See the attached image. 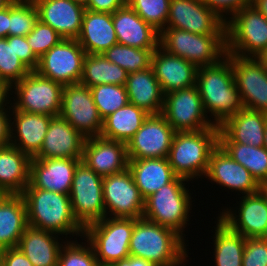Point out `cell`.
Returning <instances> with one entry per match:
<instances>
[{
    "mask_svg": "<svg viewBox=\"0 0 267 266\" xmlns=\"http://www.w3.org/2000/svg\"><path fill=\"white\" fill-rule=\"evenodd\" d=\"M10 98V99H9ZM12 97H10V92H0V109L6 104L9 103Z\"/></svg>",
    "mask_w": 267,
    "mask_h": 266,
    "instance_id": "6f0895ef",
    "label": "cell"
},
{
    "mask_svg": "<svg viewBox=\"0 0 267 266\" xmlns=\"http://www.w3.org/2000/svg\"><path fill=\"white\" fill-rule=\"evenodd\" d=\"M242 266H267V238H246Z\"/></svg>",
    "mask_w": 267,
    "mask_h": 266,
    "instance_id": "bcb514c9",
    "label": "cell"
},
{
    "mask_svg": "<svg viewBox=\"0 0 267 266\" xmlns=\"http://www.w3.org/2000/svg\"><path fill=\"white\" fill-rule=\"evenodd\" d=\"M60 116L85 138L100 136L102 132L103 119L90 88L81 83L64 85Z\"/></svg>",
    "mask_w": 267,
    "mask_h": 266,
    "instance_id": "4fadbf2b",
    "label": "cell"
},
{
    "mask_svg": "<svg viewBox=\"0 0 267 266\" xmlns=\"http://www.w3.org/2000/svg\"><path fill=\"white\" fill-rule=\"evenodd\" d=\"M255 59L267 70V48L261 51Z\"/></svg>",
    "mask_w": 267,
    "mask_h": 266,
    "instance_id": "9f6ffc18",
    "label": "cell"
},
{
    "mask_svg": "<svg viewBox=\"0 0 267 266\" xmlns=\"http://www.w3.org/2000/svg\"><path fill=\"white\" fill-rule=\"evenodd\" d=\"M124 4H128L131 0H121Z\"/></svg>",
    "mask_w": 267,
    "mask_h": 266,
    "instance_id": "e7e4bbea",
    "label": "cell"
},
{
    "mask_svg": "<svg viewBox=\"0 0 267 266\" xmlns=\"http://www.w3.org/2000/svg\"><path fill=\"white\" fill-rule=\"evenodd\" d=\"M28 227L27 211L21 194L0 195V249L18 247Z\"/></svg>",
    "mask_w": 267,
    "mask_h": 266,
    "instance_id": "f546056e",
    "label": "cell"
},
{
    "mask_svg": "<svg viewBox=\"0 0 267 266\" xmlns=\"http://www.w3.org/2000/svg\"><path fill=\"white\" fill-rule=\"evenodd\" d=\"M185 242L174 230L142 217L134 219L129 254L154 266H184L189 257Z\"/></svg>",
    "mask_w": 267,
    "mask_h": 266,
    "instance_id": "7a4b0ae2",
    "label": "cell"
},
{
    "mask_svg": "<svg viewBox=\"0 0 267 266\" xmlns=\"http://www.w3.org/2000/svg\"><path fill=\"white\" fill-rule=\"evenodd\" d=\"M225 24L227 54L256 57L267 48V18L253 5L237 11Z\"/></svg>",
    "mask_w": 267,
    "mask_h": 266,
    "instance_id": "ba28073f",
    "label": "cell"
},
{
    "mask_svg": "<svg viewBox=\"0 0 267 266\" xmlns=\"http://www.w3.org/2000/svg\"><path fill=\"white\" fill-rule=\"evenodd\" d=\"M202 2L225 22L240 9L253 4V0H202Z\"/></svg>",
    "mask_w": 267,
    "mask_h": 266,
    "instance_id": "7dc6e473",
    "label": "cell"
},
{
    "mask_svg": "<svg viewBox=\"0 0 267 266\" xmlns=\"http://www.w3.org/2000/svg\"><path fill=\"white\" fill-rule=\"evenodd\" d=\"M82 158H31L29 184L25 188H39L69 195L74 171Z\"/></svg>",
    "mask_w": 267,
    "mask_h": 266,
    "instance_id": "d6986e66",
    "label": "cell"
},
{
    "mask_svg": "<svg viewBox=\"0 0 267 266\" xmlns=\"http://www.w3.org/2000/svg\"><path fill=\"white\" fill-rule=\"evenodd\" d=\"M90 91L103 120L129 103L126 87L122 85L101 84L90 87Z\"/></svg>",
    "mask_w": 267,
    "mask_h": 266,
    "instance_id": "60d3db41",
    "label": "cell"
},
{
    "mask_svg": "<svg viewBox=\"0 0 267 266\" xmlns=\"http://www.w3.org/2000/svg\"><path fill=\"white\" fill-rule=\"evenodd\" d=\"M196 85L207 116L218 127L244 108L228 55L217 64L198 68Z\"/></svg>",
    "mask_w": 267,
    "mask_h": 266,
    "instance_id": "6da1fadb",
    "label": "cell"
},
{
    "mask_svg": "<svg viewBox=\"0 0 267 266\" xmlns=\"http://www.w3.org/2000/svg\"><path fill=\"white\" fill-rule=\"evenodd\" d=\"M230 157L244 166L260 185L267 184V149L240 143H219Z\"/></svg>",
    "mask_w": 267,
    "mask_h": 266,
    "instance_id": "8d00e7d4",
    "label": "cell"
},
{
    "mask_svg": "<svg viewBox=\"0 0 267 266\" xmlns=\"http://www.w3.org/2000/svg\"><path fill=\"white\" fill-rule=\"evenodd\" d=\"M133 229L134 218L106 216L84 228L82 239L90 243L100 266H116L130 256Z\"/></svg>",
    "mask_w": 267,
    "mask_h": 266,
    "instance_id": "8992f818",
    "label": "cell"
},
{
    "mask_svg": "<svg viewBox=\"0 0 267 266\" xmlns=\"http://www.w3.org/2000/svg\"><path fill=\"white\" fill-rule=\"evenodd\" d=\"M261 191L265 194L267 198V184L261 185Z\"/></svg>",
    "mask_w": 267,
    "mask_h": 266,
    "instance_id": "be15d7a7",
    "label": "cell"
},
{
    "mask_svg": "<svg viewBox=\"0 0 267 266\" xmlns=\"http://www.w3.org/2000/svg\"><path fill=\"white\" fill-rule=\"evenodd\" d=\"M252 5L267 18V0H253Z\"/></svg>",
    "mask_w": 267,
    "mask_h": 266,
    "instance_id": "11a10c76",
    "label": "cell"
},
{
    "mask_svg": "<svg viewBox=\"0 0 267 266\" xmlns=\"http://www.w3.org/2000/svg\"><path fill=\"white\" fill-rule=\"evenodd\" d=\"M186 182V183H185ZM189 180L177 176L145 199L143 218L161 226L170 228L184 240L183 232L187 227L192 207L190 189L186 188Z\"/></svg>",
    "mask_w": 267,
    "mask_h": 266,
    "instance_id": "5b68a950",
    "label": "cell"
},
{
    "mask_svg": "<svg viewBox=\"0 0 267 266\" xmlns=\"http://www.w3.org/2000/svg\"><path fill=\"white\" fill-rule=\"evenodd\" d=\"M7 104L0 109V147L10 145L11 114Z\"/></svg>",
    "mask_w": 267,
    "mask_h": 266,
    "instance_id": "f907efd6",
    "label": "cell"
},
{
    "mask_svg": "<svg viewBox=\"0 0 267 266\" xmlns=\"http://www.w3.org/2000/svg\"><path fill=\"white\" fill-rule=\"evenodd\" d=\"M14 50L19 59L30 71L37 69L39 58L31 49L25 36H14Z\"/></svg>",
    "mask_w": 267,
    "mask_h": 266,
    "instance_id": "c3c4849f",
    "label": "cell"
},
{
    "mask_svg": "<svg viewBox=\"0 0 267 266\" xmlns=\"http://www.w3.org/2000/svg\"><path fill=\"white\" fill-rule=\"evenodd\" d=\"M266 124V113L243 108L219 126V143L263 147Z\"/></svg>",
    "mask_w": 267,
    "mask_h": 266,
    "instance_id": "484cf974",
    "label": "cell"
},
{
    "mask_svg": "<svg viewBox=\"0 0 267 266\" xmlns=\"http://www.w3.org/2000/svg\"><path fill=\"white\" fill-rule=\"evenodd\" d=\"M31 71L19 59L14 50V36L0 38V78L10 88Z\"/></svg>",
    "mask_w": 267,
    "mask_h": 266,
    "instance_id": "f35d334b",
    "label": "cell"
},
{
    "mask_svg": "<svg viewBox=\"0 0 267 266\" xmlns=\"http://www.w3.org/2000/svg\"><path fill=\"white\" fill-rule=\"evenodd\" d=\"M190 32L177 28H164L160 32L159 46L169 54L189 62Z\"/></svg>",
    "mask_w": 267,
    "mask_h": 266,
    "instance_id": "f6af8a7d",
    "label": "cell"
},
{
    "mask_svg": "<svg viewBox=\"0 0 267 266\" xmlns=\"http://www.w3.org/2000/svg\"><path fill=\"white\" fill-rule=\"evenodd\" d=\"M60 235L28 226L20 237L18 248L33 266H58V255L65 241ZM63 243V244H62Z\"/></svg>",
    "mask_w": 267,
    "mask_h": 266,
    "instance_id": "f1b7e54d",
    "label": "cell"
},
{
    "mask_svg": "<svg viewBox=\"0 0 267 266\" xmlns=\"http://www.w3.org/2000/svg\"><path fill=\"white\" fill-rule=\"evenodd\" d=\"M128 169L144 199L177 177L168 158L129 159Z\"/></svg>",
    "mask_w": 267,
    "mask_h": 266,
    "instance_id": "4dcf8cb0",
    "label": "cell"
},
{
    "mask_svg": "<svg viewBox=\"0 0 267 266\" xmlns=\"http://www.w3.org/2000/svg\"><path fill=\"white\" fill-rule=\"evenodd\" d=\"M162 115L176 132L215 126L207 116L197 85L164 94Z\"/></svg>",
    "mask_w": 267,
    "mask_h": 266,
    "instance_id": "30bf717a",
    "label": "cell"
},
{
    "mask_svg": "<svg viewBox=\"0 0 267 266\" xmlns=\"http://www.w3.org/2000/svg\"><path fill=\"white\" fill-rule=\"evenodd\" d=\"M118 266H154V265L148 260L130 255L123 263L119 264Z\"/></svg>",
    "mask_w": 267,
    "mask_h": 266,
    "instance_id": "db71d44e",
    "label": "cell"
},
{
    "mask_svg": "<svg viewBox=\"0 0 267 266\" xmlns=\"http://www.w3.org/2000/svg\"><path fill=\"white\" fill-rule=\"evenodd\" d=\"M227 55L226 34L190 32L189 62L197 68L219 63Z\"/></svg>",
    "mask_w": 267,
    "mask_h": 266,
    "instance_id": "d590c367",
    "label": "cell"
},
{
    "mask_svg": "<svg viewBox=\"0 0 267 266\" xmlns=\"http://www.w3.org/2000/svg\"><path fill=\"white\" fill-rule=\"evenodd\" d=\"M63 88L64 85L61 83L31 71L10 87V95L16 96L12 98L14 101H9L8 105L18 111L59 116Z\"/></svg>",
    "mask_w": 267,
    "mask_h": 266,
    "instance_id": "52a82bcc",
    "label": "cell"
},
{
    "mask_svg": "<svg viewBox=\"0 0 267 266\" xmlns=\"http://www.w3.org/2000/svg\"><path fill=\"white\" fill-rule=\"evenodd\" d=\"M151 67L163 94L196 85L198 68L160 46L152 54Z\"/></svg>",
    "mask_w": 267,
    "mask_h": 266,
    "instance_id": "cb8c5ba5",
    "label": "cell"
},
{
    "mask_svg": "<svg viewBox=\"0 0 267 266\" xmlns=\"http://www.w3.org/2000/svg\"><path fill=\"white\" fill-rule=\"evenodd\" d=\"M77 41L86 54H102L117 44L112 14L85 9L82 28Z\"/></svg>",
    "mask_w": 267,
    "mask_h": 266,
    "instance_id": "4316f807",
    "label": "cell"
},
{
    "mask_svg": "<svg viewBox=\"0 0 267 266\" xmlns=\"http://www.w3.org/2000/svg\"><path fill=\"white\" fill-rule=\"evenodd\" d=\"M31 158L12 145L0 147V193L22 194L29 184Z\"/></svg>",
    "mask_w": 267,
    "mask_h": 266,
    "instance_id": "1f68e13d",
    "label": "cell"
},
{
    "mask_svg": "<svg viewBox=\"0 0 267 266\" xmlns=\"http://www.w3.org/2000/svg\"><path fill=\"white\" fill-rule=\"evenodd\" d=\"M102 186L103 177L80 161L69 196L74 217L83 228L106 217Z\"/></svg>",
    "mask_w": 267,
    "mask_h": 266,
    "instance_id": "9c48e42d",
    "label": "cell"
},
{
    "mask_svg": "<svg viewBox=\"0 0 267 266\" xmlns=\"http://www.w3.org/2000/svg\"><path fill=\"white\" fill-rule=\"evenodd\" d=\"M26 38L38 58L64 39L51 26L42 23L40 20L35 23L33 30Z\"/></svg>",
    "mask_w": 267,
    "mask_h": 266,
    "instance_id": "ee69618b",
    "label": "cell"
},
{
    "mask_svg": "<svg viewBox=\"0 0 267 266\" xmlns=\"http://www.w3.org/2000/svg\"><path fill=\"white\" fill-rule=\"evenodd\" d=\"M240 203V204H239ZM232 211L223 208L218 218L231 230L245 238H267V198L260 190L257 193L243 195ZM238 214V215H236Z\"/></svg>",
    "mask_w": 267,
    "mask_h": 266,
    "instance_id": "e0dca14e",
    "label": "cell"
},
{
    "mask_svg": "<svg viewBox=\"0 0 267 266\" xmlns=\"http://www.w3.org/2000/svg\"><path fill=\"white\" fill-rule=\"evenodd\" d=\"M105 214L112 218H142L145 199L135 185L130 170L103 177Z\"/></svg>",
    "mask_w": 267,
    "mask_h": 266,
    "instance_id": "7c38bea8",
    "label": "cell"
},
{
    "mask_svg": "<svg viewBox=\"0 0 267 266\" xmlns=\"http://www.w3.org/2000/svg\"><path fill=\"white\" fill-rule=\"evenodd\" d=\"M128 73L117 64L110 62L102 54H86L80 83L87 87L101 84L125 86Z\"/></svg>",
    "mask_w": 267,
    "mask_h": 266,
    "instance_id": "e575fe53",
    "label": "cell"
},
{
    "mask_svg": "<svg viewBox=\"0 0 267 266\" xmlns=\"http://www.w3.org/2000/svg\"><path fill=\"white\" fill-rule=\"evenodd\" d=\"M227 55L244 108L267 114V70L255 57Z\"/></svg>",
    "mask_w": 267,
    "mask_h": 266,
    "instance_id": "2e32d148",
    "label": "cell"
},
{
    "mask_svg": "<svg viewBox=\"0 0 267 266\" xmlns=\"http://www.w3.org/2000/svg\"><path fill=\"white\" fill-rule=\"evenodd\" d=\"M81 161L102 177L122 172L129 162L126 143L101 136L86 138Z\"/></svg>",
    "mask_w": 267,
    "mask_h": 266,
    "instance_id": "ffe728a7",
    "label": "cell"
},
{
    "mask_svg": "<svg viewBox=\"0 0 267 266\" xmlns=\"http://www.w3.org/2000/svg\"><path fill=\"white\" fill-rule=\"evenodd\" d=\"M171 0H131L128 5L148 24L161 32L169 15Z\"/></svg>",
    "mask_w": 267,
    "mask_h": 266,
    "instance_id": "b9f144b4",
    "label": "cell"
},
{
    "mask_svg": "<svg viewBox=\"0 0 267 266\" xmlns=\"http://www.w3.org/2000/svg\"><path fill=\"white\" fill-rule=\"evenodd\" d=\"M14 0H0V10L9 6Z\"/></svg>",
    "mask_w": 267,
    "mask_h": 266,
    "instance_id": "91938a15",
    "label": "cell"
},
{
    "mask_svg": "<svg viewBox=\"0 0 267 266\" xmlns=\"http://www.w3.org/2000/svg\"><path fill=\"white\" fill-rule=\"evenodd\" d=\"M123 5L121 0H89V5L85 9L112 14Z\"/></svg>",
    "mask_w": 267,
    "mask_h": 266,
    "instance_id": "816d5d0a",
    "label": "cell"
},
{
    "mask_svg": "<svg viewBox=\"0 0 267 266\" xmlns=\"http://www.w3.org/2000/svg\"><path fill=\"white\" fill-rule=\"evenodd\" d=\"M118 44L138 48L157 49L160 32L146 23L128 4L112 13Z\"/></svg>",
    "mask_w": 267,
    "mask_h": 266,
    "instance_id": "d4e9b609",
    "label": "cell"
},
{
    "mask_svg": "<svg viewBox=\"0 0 267 266\" xmlns=\"http://www.w3.org/2000/svg\"><path fill=\"white\" fill-rule=\"evenodd\" d=\"M86 138L63 117L53 116L35 159L82 158Z\"/></svg>",
    "mask_w": 267,
    "mask_h": 266,
    "instance_id": "603a6c76",
    "label": "cell"
},
{
    "mask_svg": "<svg viewBox=\"0 0 267 266\" xmlns=\"http://www.w3.org/2000/svg\"><path fill=\"white\" fill-rule=\"evenodd\" d=\"M86 242L79 244L77 240L66 239L59 251L58 266H100L93 248Z\"/></svg>",
    "mask_w": 267,
    "mask_h": 266,
    "instance_id": "7bdbcfd3",
    "label": "cell"
},
{
    "mask_svg": "<svg viewBox=\"0 0 267 266\" xmlns=\"http://www.w3.org/2000/svg\"><path fill=\"white\" fill-rule=\"evenodd\" d=\"M213 235L216 266H242L246 238L231 230L218 217Z\"/></svg>",
    "mask_w": 267,
    "mask_h": 266,
    "instance_id": "836d02e7",
    "label": "cell"
},
{
    "mask_svg": "<svg viewBox=\"0 0 267 266\" xmlns=\"http://www.w3.org/2000/svg\"><path fill=\"white\" fill-rule=\"evenodd\" d=\"M1 266H33V265L18 247H14L2 250Z\"/></svg>",
    "mask_w": 267,
    "mask_h": 266,
    "instance_id": "681fc988",
    "label": "cell"
},
{
    "mask_svg": "<svg viewBox=\"0 0 267 266\" xmlns=\"http://www.w3.org/2000/svg\"><path fill=\"white\" fill-rule=\"evenodd\" d=\"M149 114L128 103L103 120L101 137L127 143L143 125Z\"/></svg>",
    "mask_w": 267,
    "mask_h": 266,
    "instance_id": "d6a6232c",
    "label": "cell"
},
{
    "mask_svg": "<svg viewBox=\"0 0 267 266\" xmlns=\"http://www.w3.org/2000/svg\"><path fill=\"white\" fill-rule=\"evenodd\" d=\"M38 20L51 26L64 39L80 35L85 8L73 0H33Z\"/></svg>",
    "mask_w": 267,
    "mask_h": 266,
    "instance_id": "7402d4cb",
    "label": "cell"
},
{
    "mask_svg": "<svg viewBox=\"0 0 267 266\" xmlns=\"http://www.w3.org/2000/svg\"><path fill=\"white\" fill-rule=\"evenodd\" d=\"M10 88L6 85V83L0 78V92H9Z\"/></svg>",
    "mask_w": 267,
    "mask_h": 266,
    "instance_id": "680465c9",
    "label": "cell"
},
{
    "mask_svg": "<svg viewBox=\"0 0 267 266\" xmlns=\"http://www.w3.org/2000/svg\"><path fill=\"white\" fill-rule=\"evenodd\" d=\"M125 87L129 103L143 109L149 115L162 114L164 94L151 66L129 73Z\"/></svg>",
    "mask_w": 267,
    "mask_h": 266,
    "instance_id": "83f0119b",
    "label": "cell"
},
{
    "mask_svg": "<svg viewBox=\"0 0 267 266\" xmlns=\"http://www.w3.org/2000/svg\"><path fill=\"white\" fill-rule=\"evenodd\" d=\"M38 21V10L33 0H14L9 5L8 36H27Z\"/></svg>",
    "mask_w": 267,
    "mask_h": 266,
    "instance_id": "ab89813d",
    "label": "cell"
},
{
    "mask_svg": "<svg viewBox=\"0 0 267 266\" xmlns=\"http://www.w3.org/2000/svg\"><path fill=\"white\" fill-rule=\"evenodd\" d=\"M219 145V127L175 132L168 160L174 173L189 181L205 176L212 151Z\"/></svg>",
    "mask_w": 267,
    "mask_h": 266,
    "instance_id": "277c9868",
    "label": "cell"
},
{
    "mask_svg": "<svg viewBox=\"0 0 267 266\" xmlns=\"http://www.w3.org/2000/svg\"><path fill=\"white\" fill-rule=\"evenodd\" d=\"M86 52L77 39H63L39 58V75L62 85L80 83Z\"/></svg>",
    "mask_w": 267,
    "mask_h": 266,
    "instance_id": "8fae6325",
    "label": "cell"
},
{
    "mask_svg": "<svg viewBox=\"0 0 267 266\" xmlns=\"http://www.w3.org/2000/svg\"><path fill=\"white\" fill-rule=\"evenodd\" d=\"M205 178L216 185L226 187L225 189L240 192V196L254 194L261 190V185L252 174L233 160L220 145L210 155Z\"/></svg>",
    "mask_w": 267,
    "mask_h": 266,
    "instance_id": "ac0fdd59",
    "label": "cell"
},
{
    "mask_svg": "<svg viewBox=\"0 0 267 266\" xmlns=\"http://www.w3.org/2000/svg\"><path fill=\"white\" fill-rule=\"evenodd\" d=\"M263 146L267 149V124L265 127V132H264V144Z\"/></svg>",
    "mask_w": 267,
    "mask_h": 266,
    "instance_id": "6125c7cd",
    "label": "cell"
},
{
    "mask_svg": "<svg viewBox=\"0 0 267 266\" xmlns=\"http://www.w3.org/2000/svg\"><path fill=\"white\" fill-rule=\"evenodd\" d=\"M27 211L28 226L76 238L83 237L84 228L74 217L70 196L39 188H25L21 194Z\"/></svg>",
    "mask_w": 267,
    "mask_h": 266,
    "instance_id": "3957f363",
    "label": "cell"
},
{
    "mask_svg": "<svg viewBox=\"0 0 267 266\" xmlns=\"http://www.w3.org/2000/svg\"><path fill=\"white\" fill-rule=\"evenodd\" d=\"M175 132L162 114L149 115L126 143L128 159L168 158Z\"/></svg>",
    "mask_w": 267,
    "mask_h": 266,
    "instance_id": "9a60e30c",
    "label": "cell"
},
{
    "mask_svg": "<svg viewBox=\"0 0 267 266\" xmlns=\"http://www.w3.org/2000/svg\"><path fill=\"white\" fill-rule=\"evenodd\" d=\"M226 22L202 0H171L165 28L195 34H226Z\"/></svg>",
    "mask_w": 267,
    "mask_h": 266,
    "instance_id": "5bb4252c",
    "label": "cell"
},
{
    "mask_svg": "<svg viewBox=\"0 0 267 266\" xmlns=\"http://www.w3.org/2000/svg\"><path fill=\"white\" fill-rule=\"evenodd\" d=\"M155 50L138 49L117 43L110 49L105 50L102 55L129 74L149 68Z\"/></svg>",
    "mask_w": 267,
    "mask_h": 266,
    "instance_id": "74e56055",
    "label": "cell"
},
{
    "mask_svg": "<svg viewBox=\"0 0 267 266\" xmlns=\"http://www.w3.org/2000/svg\"><path fill=\"white\" fill-rule=\"evenodd\" d=\"M9 30V6L0 10V38L8 37Z\"/></svg>",
    "mask_w": 267,
    "mask_h": 266,
    "instance_id": "f5cc1de1",
    "label": "cell"
},
{
    "mask_svg": "<svg viewBox=\"0 0 267 266\" xmlns=\"http://www.w3.org/2000/svg\"><path fill=\"white\" fill-rule=\"evenodd\" d=\"M76 4H79L86 8L89 5V0H73Z\"/></svg>",
    "mask_w": 267,
    "mask_h": 266,
    "instance_id": "94428289",
    "label": "cell"
},
{
    "mask_svg": "<svg viewBox=\"0 0 267 266\" xmlns=\"http://www.w3.org/2000/svg\"><path fill=\"white\" fill-rule=\"evenodd\" d=\"M2 249H0V266H1Z\"/></svg>",
    "mask_w": 267,
    "mask_h": 266,
    "instance_id": "03108f58",
    "label": "cell"
},
{
    "mask_svg": "<svg viewBox=\"0 0 267 266\" xmlns=\"http://www.w3.org/2000/svg\"><path fill=\"white\" fill-rule=\"evenodd\" d=\"M10 113V145L34 158L42 148L53 116L18 111L11 107Z\"/></svg>",
    "mask_w": 267,
    "mask_h": 266,
    "instance_id": "44dd1931",
    "label": "cell"
}]
</instances>
